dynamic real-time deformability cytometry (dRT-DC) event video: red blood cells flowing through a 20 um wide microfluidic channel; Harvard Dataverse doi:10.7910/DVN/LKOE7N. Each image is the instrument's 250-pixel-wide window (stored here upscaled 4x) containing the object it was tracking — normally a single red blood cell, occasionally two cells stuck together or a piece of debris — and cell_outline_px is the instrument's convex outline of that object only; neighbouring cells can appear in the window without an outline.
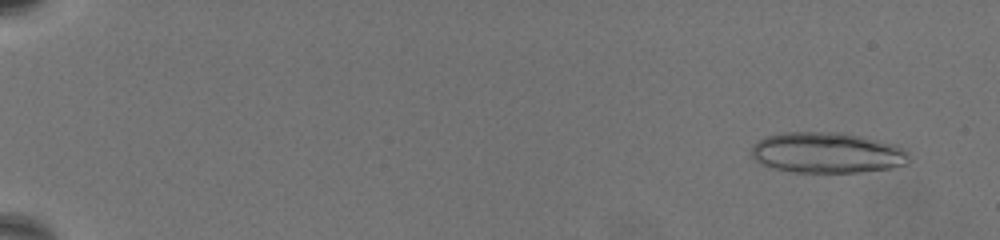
{"species": "common noctule bat (a hibernating species)", "species_latin": "Nyctalus noctula", "temperature_condition": "warm", "stored_images_in_passage": 27, "camera_frame_rate_fps": 3000, "um_per_image_px": 0.085, "animal": {"sex": "female", "body_mass_g": 19.5, "forearm_length_mm": 54.1}, "frame": {"image": 1, "passage_image": 5, "time_ms": 1.333, "image_size_px": [1000, 240], "cell_outline_px": [[908, 164], [892, 168], [860, 172], [792, 172], [772, 168], [760, 164], [752, 156], [752, 144], [764, 136], [780, 132], [844, 132], [892, 144], [908, 152]], "centroid_in_image_um": [70.25, 12.98], "position_along_channel_um": 14.8, "area_um2": 37.57}}